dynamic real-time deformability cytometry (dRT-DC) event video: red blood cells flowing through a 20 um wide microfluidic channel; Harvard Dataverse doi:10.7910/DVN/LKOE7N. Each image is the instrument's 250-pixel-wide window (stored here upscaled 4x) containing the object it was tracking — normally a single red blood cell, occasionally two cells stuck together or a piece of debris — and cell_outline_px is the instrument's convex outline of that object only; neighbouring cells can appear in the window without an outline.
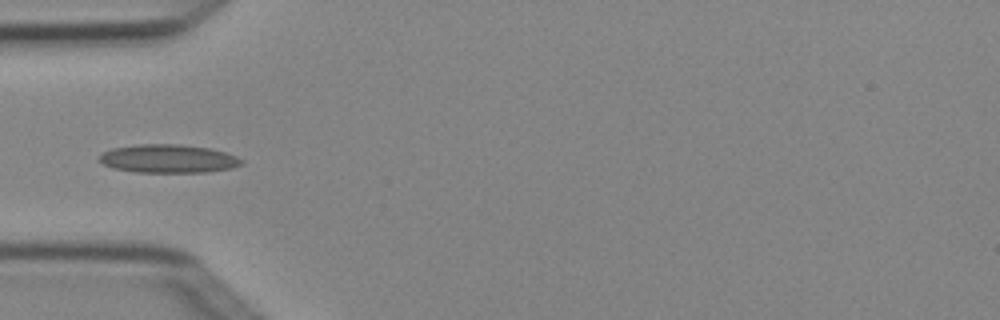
{"species": "Egyptian fruit bat (a non-hibernating species)", "species_latin": "Rousettus aegyptiacus", "temperature_condition": "cold", "stored_images_in_passage": 5, "camera_frame_rate_fps": 3000, "um_per_image_px": 0.085, "animal": {"sex": "female"}, "frame": {"image": 1, "passage_image": 4, "time_ms": 1.0, "image_size_px": [1000, 320], "cell_outline_px": [[244, 164], [232, 168], [204, 172], [136, 172], [112, 168], [96, 160], [104, 152], [112, 148], [136, 144], [180, 144], [212, 148], [236, 156], [244, 160]], "centroid_in_image_um": [14.31, 13.48], "position_along_channel_um": 70.7, "area_um2": 23.7}}
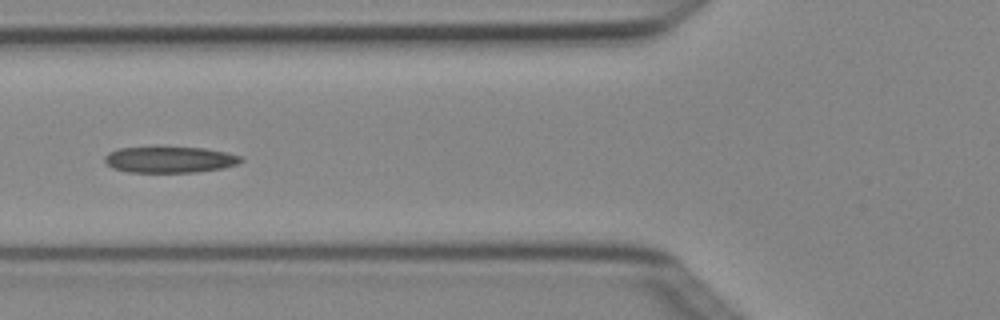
{"frame": {"image": 2, "passage_image": 5, "time_ms": 1.333, "image_size_px": [1000, 320], "cell_outline_px": [[244, 160], [236, 164], [224, 168], [196, 172], [128, 172], [112, 168], [104, 160], [104, 156], [108, 152], [116, 148], [204, 148], [244, 156]], "centroid_in_image_um": [14.43, 13.58], "position_along_channel_um": 111.4, "area_um2": 20.63}}